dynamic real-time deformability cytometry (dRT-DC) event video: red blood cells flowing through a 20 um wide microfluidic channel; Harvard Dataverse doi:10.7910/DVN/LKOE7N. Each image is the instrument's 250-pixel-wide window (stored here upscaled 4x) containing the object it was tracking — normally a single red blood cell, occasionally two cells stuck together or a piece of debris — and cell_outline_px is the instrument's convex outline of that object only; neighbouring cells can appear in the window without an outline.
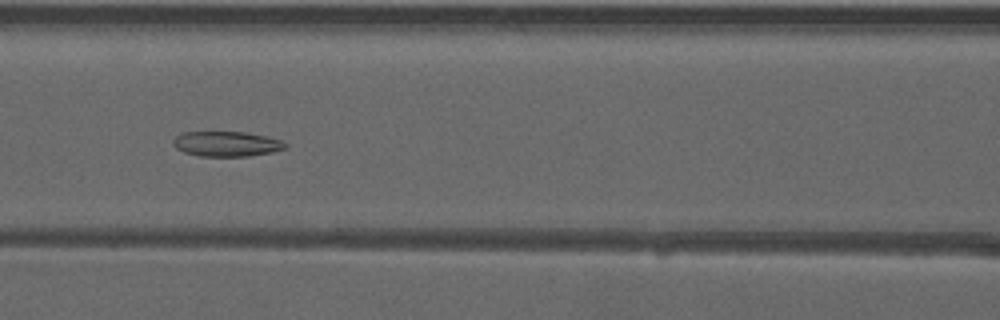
{"species": "common noctule bat (a hibernating species)", "species_latin": "Nyctalus noctula", "temperature_condition": "warm", "stored_images_in_passage": 53, "camera_frame_rate_fps": 3000, "um_per_image_px": 0.085, "animal": {"sex": "male", "forearm_length_mm": 52.5}, "frame": {"image": 1, "passage_image": 24, "time_ms": 7.667, "image_size_px": [1000, 320], "cell_outline_px": [[288, 148], [272, 152], [248, 156], [200, 156], [184, 152], [176, 148], [172, 144], [172, 140], [176, 136], [184, 132], [248, 132], [280, 140], [288, 144]], "centroid_in_image_um": [19.26, 12.23], "position_along_channel_um": 147.3, "area_um2": 16.42}}
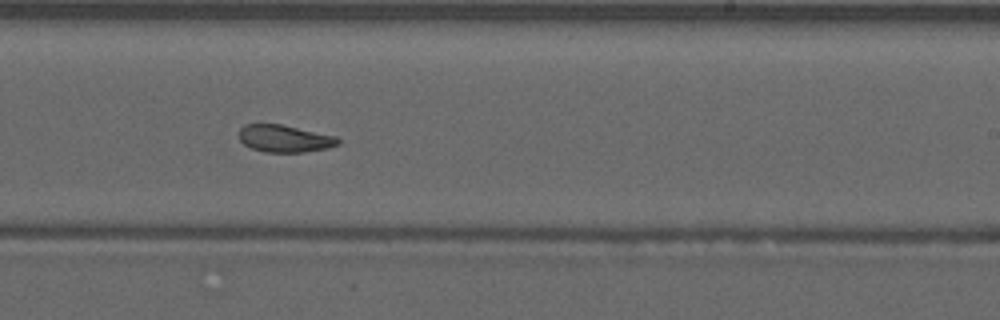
{"frame": {"image": 2, "passage_image": 33, "time_ms": 10.667, "image_size_px": [1000, 320], "cell_outline_px": [[340, 144], [328, 148], [304, 152], [264, 152], [252, 148], [244, 144], [240, 140], [240, 128], [244, 124], [280, 124], [336, 136], [340, 140]], "centroid_in_image_um": [24.2, 11.78], "position_along_channel_um": 264.8, "area_um2": 15.66}}
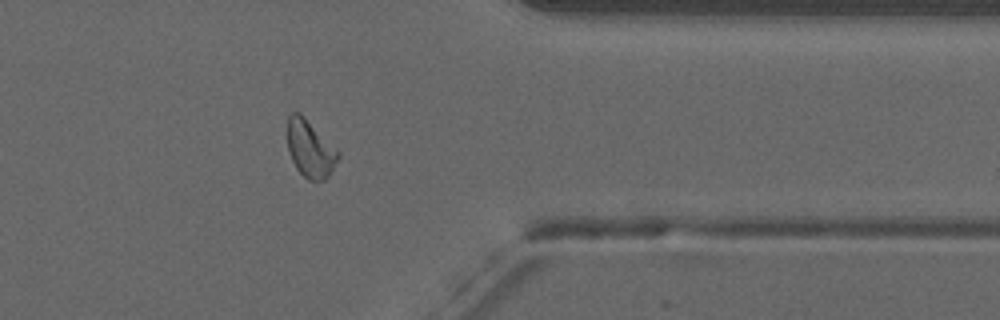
{"frame": {"image": 3, "passage_image": 43, "time_ms": 14.0, "image_size_px": [1000, 320], "cell_outline_px": [[340, 156], [328, 176], [324, 180], [308, 180], [296, 168], [292, 160], [288, 148], [288, 116], [292, 112], [300, 112], [340, 152]], "centroid_in_image_um": [26.37, 12.64], "position_along_channel_um": 385.0, "area_um2": 16.7}, "authors_computed_cell_mechanics": {"area_um2": 17.1088, "velocity_mm_per_s": 3.9363, "shape_relaxation_time_tau1_ms": null, "shape_relaxation_time_tau2_ms": 2.2322, "deformation_change_tau1": null, "deformation_change_tau2": 0.0844}}